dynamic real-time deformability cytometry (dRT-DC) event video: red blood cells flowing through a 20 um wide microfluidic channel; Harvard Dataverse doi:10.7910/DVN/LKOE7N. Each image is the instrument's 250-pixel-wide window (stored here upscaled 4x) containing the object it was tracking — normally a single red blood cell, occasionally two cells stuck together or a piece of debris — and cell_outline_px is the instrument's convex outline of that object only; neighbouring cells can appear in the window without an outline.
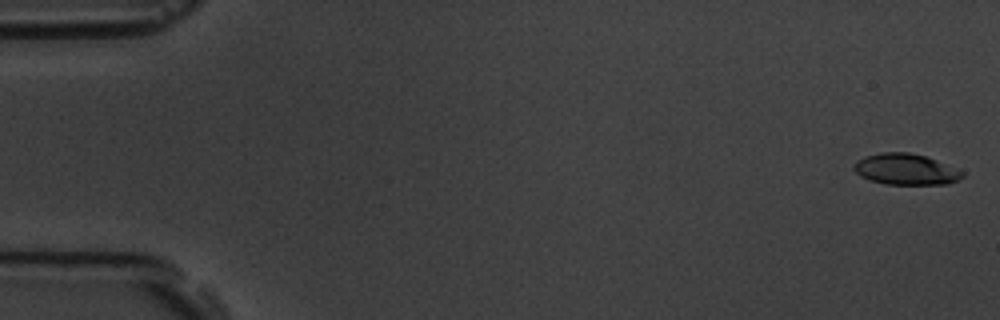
{"species": "common noctule bat (a hibernating species)", "species_latin": "Nyctalus noctula", "temperature_condition": "room temperature", "stored_images_in_passage": 5, "camera_frame_rate_fps": 3000, "um_per_image_px": 0.085, "animal": {"sex": "male", "body_mass_g": 19.5, "forearm_length_mm": 54.6}, "frame": {"image": 1, "passage_image": 1, "time_ms": 0.0, "image_size_px": [1000, 320], "cell_outline_px": [[964, 176], [948, 184], [888, 184], [872, 180], [860, 176], [852, 168], [856, 160], [868, 156], [884, 152], [908, 152], [924, 156], [964, 172]], "centroid_in_image_um": [76.96, 14.39], "position_along_channel_um": 8.0, "area_um2": 19.19}}